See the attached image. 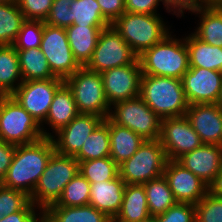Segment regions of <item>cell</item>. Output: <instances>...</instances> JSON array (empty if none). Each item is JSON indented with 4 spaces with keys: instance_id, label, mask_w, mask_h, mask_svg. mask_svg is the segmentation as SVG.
<instances>
[{
    "instance_id": "836d02e7",
    "label": "cell",
    "mask_w": 222,
    "mask_h": 222,
    "mask_svg": "<svg viewBox=\"0 0 222 222\" xmlns=\"http://www.w3.org/2000/svg\"><path fill=\"white\" fill-rule=\"evenodd\" d=\"M79 173L89 183L114 180L119 176V165L110 157L79 162Z\"/></svg>"
},
{
    "instance_id": "f35d334b",
    "label": "cell",
    "mask_w": 222,
    "mask_h": 222,
    "mask_svg": "<svg viewBox=\"0 0 222 222\" xmlns=\"http://www.w3.org/2000/svg\"><path fill=\"white\" fill-rule=\"evenodd\" d=\"M73 0H53L51 11L44 23L54 27L67 28L71 26V10Z\"/></svg>"
},
{
    "instance_id": "e575fe53",
    "label": "cell",
    "mask_w": 222,
    "mask_h": 222,
    "mask_svg": "<svg viewBox=\"0 0 222 222\" xmlns=\"http://www.w3.org/2000/svg\"><path fill=\"white\" fill-rule=\"evenodd\" d=\"M90 183L78 173L64 188L58 201L49 206H84L89 205Z\"/></svg>"
},
{
    "instance_id": "c3c4849f",
    "label": "cell",
    "mask_w": 222,
    "mask_h": 222,
    "mask_svg": "<svg viewBox=\"0 0 222 222\" xmlns=\"http://www.w3.org/2000/svg\"><path fill=\"white\" fill-rule=\"evenodd\" d=\"M35 222H51L48 217L42 213Z\"/></svg>"
},
{
    "instance_id": "8992f818",
    "label": "cell",
    "mask_w": 222,
    "mask_h": 222,
    "mask_svg": "<svg viewBox=\"0 0 222 222\" xmlns=\"http://www.w3.org/2000/svg\"><path fill=\"white\" fill-rule=\"evenodd\" d=\"M41 125L11 96H0V140L14 145L43 138Z\"/></svg>"
},
{
    "instance_id": "5bb4252c",
    "label": "cell",
    "mask_w": 222,
    "mask_h": 222,
    "mask_svg": "<svg viewBox=\"0 0 222 222\" xmlns=\"http://www.w3.org/2000/svg\"><path fill=\"white\" fill-rule=\"evenodd\" d=\"M159 141L168 160H177L203 144L185 116L162 119Z\"/></svg>"
},
{
    "instance_id": "4fadbf2b",
    "label": "cell",
    "mask_w": 222,
    "mask_h": 222,
    "mask_svg": "<svg viewBox=\"0 0 222 222\" xmlns=\"http://www.w3.org/2000/svg\"><path fill=\"white\" fill-rule=\"evenodd\" d=\"M100 74L110 106L140 96L142 71L138 58L130 65L111 68Z\"/></svg>"
},
{
    "instance_id": "d4e9b609",
    "label": "cell",
    "mask_w": 222,
    "mask_h": 222,
    "mask_svg": "<svg viewBox=\"0 0 222 222\" xmlns=\"http://www.w3.org/2000/svg\"><path fill=\"white\" fill-rule=\"evenodd\" d=\"M110 157L118 164L131 158L144 143L140 135L109 118Z\"/></svg>"
},
{
    "instance_id": "30bf717a",
    "label": "cell",
    "mask_w": 222,
    "mask_h": 222,
    "mask_svg": "<svg viewBox=\"0 0 222 222\" xmlns=\"http://www.w3.org/2000/svg\"><path fill=\"white\" fill-rule=\"evenodd\" d=\"M138 56L131 50L115 28H104L98 38L91 60L86 67L101 73L105 70L132 64Z\"/></svg>"
},
{
    "instance_id": "681fc988",
    "label": "cell",
    "mask_w": 222,
    "mask_h": 222,
    "mask_svg": "<svg viewBox=\"0 0 222 222\" xmlns=\"http://www.w3.org/2000/svg\"><path fill=\"white\" fill-rule=\"evenodd\" d=\"M140 222H158L157 217L156 216H150L145 220H142Z\"/></svg>"
},
{
    "instance_id": "ab89813d",
    "label": "cell",
    "mask_w": 222,
    "mask_h": 222,
    "mask_svg": "<svg viewBox=\"0 0 222 222\" xmlns=\"http://www.w3.org/2000/svg\"><path fill=\"white\" fill-rule=\"evenodd\" d=\"M25 20L44 21L51 11L53 0H18Z\"/></svg>"
},
{
    "instance_id": "d6a6232c",
    "label": "cell",
    "mask_w": 222,
    "mask_h": 222,
    "mask_svg": "<svg viewBox=\"0 0 222 222\" xmlns=\"http://www.w3.org/2000/svg\"><path fill=\"white\" fill-rule=\"evenodd\" d=\"M71 25L110 26L111 23L102 15L96 0H73L70 6Z\"/></svg>"
},
{
    "instance_id": "d590c367",
    "label": "cell",
    "mask_w": 222,
    "mask_h": 222,
    "mask_svg": "<svg viewBox=\"0 0 222 222\" xmlns=\"http://www.w3.org/2000/svg\"><path fill=\"white\" fill-rule=\"evenodd\" d=\"M195 222H222V194L212 189L195 204Z\"/></svg>"
},
{
    "instance_id": "f907efd6",
    "label": "cell",
    "mask_w": 222,
    "mask_h": 222,
    "mask_svg": "<svg viewBox=\"0 0 222 222\" xmlns=\"http://www.w3.org/2000/svg\"><path fill=\"white\" fill-rule=\"evenodd\" d=\"M202 3H222V0H201Z\"/></svg>"
},
{
    "instance_id": "f6af8a7d",
    "label": "cell",
    "mask_w": 222,
    "mask_h": 222,
    "mask_svg": "<svg viewBox=\"0 0 222 222\" xmlns=\"http://www.w3.org/2000/svg\"><path fill=\"white\" fill-rule=\"evenodd\" d=\"M102 15L112 24L117 18L122 16L125 11V0H96Z\"/></svg>"
},
{
    "instance_id": "7dc6e473",
    "label": "cell",
    "mask_w": 222,
    "mask_h": 222,
    "mask_svg": "<svg viewBox=\"0 0 222 222\" xmlns=\"http://www.w3.org/2000/svg\"><path fill=\"white\" fill-rule=\"evenodd\" d=\"M211 189L216 193L222 194V168L219 172V176L216 183L213 185Z\"/></svg>"
},
{
    "instance_id": "ffe728a7",
    "label": "cell",
    "mask_w": 222,
    "mask_h": 222,
    "mask_svg": "<svg viewBox=\"0 0 222 222\" xmlns=\"http://www.w3.org/2000/svg\"><path fill=\"white\" fill-rule=\"evenodd\" d=\"M79 114L71 89L64 82L55 92L46 120L41 124L43 136L51 138Z\"/></svg>"
},
{
    "instance_id": "b9f144b4",
    "label": "cell",
    "mask_w": 222,
    "mask_h": 222,
    "mask_svg": "<svg viewBox=\"0 0 222 222\" xmlns=\"http://www.w3.org/2000/svg\"><path fill=\"white\" fill-rule=\"evenodd\" d=\"M162 9L170 15L161 0H125V11L129 13L162 14Z\"/></svg>"
},
{
    "instance_id": "6da1fadb",
    "label": "cell",
    "mask_w": 222,
    "mask_h": 222,
    "mask_svg": "<svg viewBox=\"0 0 222 222\" xmlns=\"http://www.w3.org/2000/svg\"><path fill=\"white\" fill-rule=\"evenodd\" d=\"M54 152L53 141L47 137L33 143L16 145L12 164L1 184L30 196Z\"/></svg>"
},
{
    "instance_id": "2e32d148",
    "label": "cell",
    "mask_w": 222,
    "mask_h": 222,
    "mask_svg": "<svg viewBox=\"0 0 222 222\" xmlns=\"http://www.w3.org/2000/svg\"><path fill=\"white\" fill-rule=\"evenodd\" d=\"M104 120L95 114L79 113L68 125L51 137L55 152L74 157L81 150L89 135Z\"/></svg>"
},
{
    "instance_id": "277c9868",
    "label": "cell",
    "mask_w": 222,
    "mask_h": 222,
    "mask_svg": "<svg viewBox=\"0 0 222 222\" xmlns=\"http://www.w3.org/2000/svg\"><path fill=\"white\" fill-rule=\"evenodd\" d=\"M140 97L161 119L185 116L189 106L182 81L173 77L142 74Z\"/></svg>"
},
{
    "instance_id": "e0dca14e",
    "label": "cell",
    "mask_w": 222,
    "mask_h": 222,
    "mask_svg": "<svg viewBox=\"0 0 222 222\" xmlns=\"http://www.w3.org/2000/svg\"><path fill=\"white\" fill-rule=\"evenodd\" d=\"M163 176L176 199L180 203H199L211 189L191 171L176 160H168Z\"/></svg>"
},
{
    "instance_id": "7c38bea8",
    "label": "cell",
    "mask_w": 222,
    "mask_h": 222,
    "mask_svg": "<svg viewBox=\"0 0 222 222\" xmlns=\"http://www.w3.org/2000/svg\"><path fill=\"white\" fill-rule=\"evenodd\" d=\"M63 83L59 77L23 81L11 96L41 125L46 120L56 90Z\"/></svg>"
},
{
    "instance_id": "7402d4cb",
    "label": "cell",
    "mask_w": 222,
    "mask_h": 222,
    "mask_svg": "<svg viewBox=\"0 0 222 222\" xmlns=\"http://www.w3.org/2000/svg\"><path fill=\"white\" fill-rule=\"evenodd\" d=\"M90 184L89 205L113 220L121 208L126 183L118 176L114 180Z\"/></svg>"
},
{
    "instance_id": "52a82bcc",
    "label": "cell",
    "mask_w": 222,
    "mask_h": 222,
    "mask_svg": "<svg viewBox=\"0 0 222 222\" xmlns=\"http://www.w3.org/2000/svg\"><path fill=\"white\" fill-rule=\"evenodd\" d=\"M73 93L79 113L109 117L111 106L105 96L102 76L96 71L81 66L64 80Z\"/></svg>"
},
{
    "instance_id": "3957f363",
    "label": "cell",
    "mask_w": 222,
    "mask_h": 222,
    "mask_svg": "<svg viewBox=\"0 0 222 222\" xmlns=\"http://www.w3.org/2000/svg\"><path fill=\"white\" fill-rule=\"evenodd\" d=\"M111 25L137 56L160 42L173 30L172 23L161 14L125 12Z\"/></svg>"
},
{
    "instance_id": "1f68e13d",
    "label": "cell",
    "mask_w": 222,
    "mask_h": 222,
    "mask_svg": "<svg viewBox=\"0 0 222 222\" xmlns=\"http://www.w3.org/2000/svg\"><path fill=\"white\" fill-rule=\"evenodd\" d=\"M25 21L17 3L0 2V45H13Z\"/></svg>"
},
{
    "instance_id": "f546056e",
    "label": "cell",
    "mask_w": 222,
    "mask_h": 222,
    "mask_svg": "<svg viewBox=\"0 0 222 222\" xmlns=\"http://www.w3.org/2000/svg\"><path fill=\"white\" fill-rule=\"evenodd\" d=\"M110 156L109 117L89 135L81 150L74 156L78 162Z\"/></svg>"
},
{
    "instance_id": "d6986e66",
    "label": "cell",
    "mask_w": 222,
    "mask_h": 222,
    "mask_svg": "<svg viewBox=\"0 0 222 222\" xmlns=\"http://www.w3.org/2000/svg\"><path fill=\"white\" fill-rule=\"evenodd\" d=\"M185 117L203 144L222 145V108L216 103L192 104Z\"/></svg>"
},
{
    "instance_id": "74e56055",
    "label": "cell",
    "mask_w": 222,
    "mask_h": 222,
    "mask_svg": "<svg viewBox=\"0 0 222 222\" xmlns=\"http://www.w3.org/2000/svg\"><path fill=\"white\" fill-rule=\"evenodd\" d=\"M44 21L26 20L13 43L15 49L40 48Z\"/></svg>"
},
{
    "instance_id": "f1b7e54d",
    "label": "cell",
    "mask_w": 222,
    "mask_h": 222,
    "mask_svg": "<svg viewBox=\"0 0 222 222\" xmlns=\"http://www.w3.org/2000/svg\"><path fill=\"white\" fill-rule=\"evenodd\" d=\"M43 213L51 222H112L110 218L92 205L48 206Z\"/></svg>"
},
{
    "instance_id": "9c48e42d",
    "label": "cell",
    "mask_w": 222,
    "mask_h": 222,
    "mask_svg": "<svg viewBox=\"0 0 222 222\" xmlns=\"http://www.w3.org/2000/svg\"><path fill=\"white\" fill-rule=\"evenodd\" d=\"M109 118L115 124L134 131L144 140H157L160 137L162 119L140 96L114 103Z\"/></svg>"
},
{
    "instance_id": "ba28073f",
    "label": "cell",
    "mask_w": 222,
    "mask_h": 222,
    "mask_svg": "<svg viewBox=\"0 0 222 222\" xmlns=\"http://www.w3.org/2000/svg\"><path fill=\"white\" fill-rule=\"evenodd\" d=\"M167 162L159 139L146 140L131 158L119 165V176L126 184L143 185L162 176Z\"/></svg>"
},
{
    "instance_id": "83f0119b",
    "label": "cell",
    "mask_w": 222,
    "mask_h": 222,
    "mask_svg": "<svg viewBox=\"0 0 222 222\" xmlns=\"http://www.w3.org/2000/svg\"><path fill=\"white\" fill-rule=\"evenodd\" d=\"M16 50L23 81L56 78L40 48Z\"/></svg>"
},
{
    "instance_id": "44dd1931",
    "label": "cell",
    "mask_w": 222,
    "mask_h": 222,
    "mask_svg": "<svg viewBox=\"0 0 222 222\" xmlns=\"http://www.w3.org/2000/svg\"><path fill=\"white\" fill-rule=\"evenodd\" d=\"M190 14L196 26L189 30L201 41L222 47V3H202Z\"/></svg>"
},
{
    "instance_id": "8fae6325",
    "label": "cell",
    "mask_w": 222,
    "mask_h": 222,
    "mask_svg": "<svg viewBox=\"0 0 222 222\" xmlns=\"http://www.w3.org/2000/svg\"><path fill=\"white\" fill-rule=\"evenodd\" d=\"M40 50L47 58L52 73L63 80L81 67L72 53L65 28L44 23Z\"/></svg>"
},
{
    "instance_id": "7bdbcfd3",
    "label": "cell",
    "mask_w": 222,
    "mask_h": 222,
    "mask_svg": "<svg viewBox=\"0 0 222 222\" xmlns=\"http://www.w3.org/2000/svg\"><path fill=\"white\" fill-rule=\"evenodd\" d=\"M161 2L164 4L165 9L173 17L176 16L177 19L189 17L187 15L202 4L201 0H161Z\"/></svg>"
},
{
    "instance_id": "5b68a950",
    "label": "cell",
    "mask_w": 222,
    "mask_h": 222,
    "mask_svg": "<svg viewBox=\"0 0 222 222\" xmlns=\"http://www.w3.org/2000/svg\"><path fill=\"white\" fill-rule=\"evenodd\" d=\"M79 173V162L73 156L54 152L30 195L31 202L44 211L61 197L65 186Z\"/></svg>"
},
{
    "instance_id": "816d5d0a",
    "label": "cell",
    "mask_w": 222,
    "mask_h": 222,
    "mask_svg": "<svg viewBox=\"0 0 222 222\" xmlns=\"http://www.w3.org/2000/svg\"><path fill=\"white\" fill-rule=\"evenodd\" d=\"M216 104L222 108V88H221L220 95Z\"/></svg>"
},
{
    "instance_id": "7a4b0ae2",
    "label": "cell",
    "mask_w": 222,
    "mask_h": 222,
    "mask_svg": "<svg viewBox=\"0 0 222 222\" xmlns=\"http://www.w3.org/2000/svg\"><path fill=\"white\" fill-rule=\"evenodd\" d=\"M174 32L175 29L138 56L142 74L173 77L181 80L189 70L188 50L184 34L180 35Z\"/></svg>"
},
{
    "instance_id": "603a6c76",
    "label": "cell",
    "mask_w": 222,
    "mask_h": 222,
    "mask_svg": "<svg viewBox=\"0 0 222 222\" xmlns=\"http://www.w3.org/2000/svg\"><path fill=\"white\" fill-rule=\"evenodd\" d=\"M107 27L79 26L73 24L65 28L72 53L81 66H86L91 60L99 35Z\"/></svg>"
},
{
    "instance_id": "ee69618b",
    "label": "cell",
    "mask_w": 222,
    "mask_h": 222,
    "mask_svg": "<svg viewBox=\"0 0 222 222\" xmlns=\"http://www.w3.org/2000/svg\"><path fill=\"white\" fill-rule=\"evenodd\" d=\"M43 211L30 202L23 210L0 219V222H35Z\"/></svg>"
},
{
    "instance_id": "ac0fdd59",
    "label": "cell",
    "mask_w": 222,
    "mask_h": 222,
    "mask_svg": "<svg viewBox=\"0 0 222 222\" xmlns=\"http://www.w3.org/2000/svg\"><path fill=\"white\" fill-rule=\"evenodd\" d=\"M176 161L212 188L222 168V145L202 144Z\"/></svg>"
},
{
    "instance_id": "f5cc1de1",
    "label": "cell",
    "mask_w": 222,
    "mask_h": 222,
    "mask_svg": "<svg viewBox=\"0 0 222 222\" xmlns=\"http://www.w3.org/2000/svg\"><path fill=\"white\" fill-rule=\"evenodd\" d=\"M2 3H17L18 0H0Z\"/></svg>"
},
{
    "instance_id": "bcb514c9",
    "label": "cell",
    "mask_w": 222,
    "mask_h": 222,
    "mask_svg": "<svg viewBox=\"0 0 222 222\" xmlns=\"http://www.w3.org/2000/svg\"><path fill=\"white\" fill-rule=\"evenodd\" d=\"M16 145L0 140V183L5 178L9 166L12 164Z\"/></svg>"
},
{
    "instance_id": "8d00e7d4",
    "label": "cell",
    "mask_w": 222,
    "mask_h": 222,
    "mask_svg": "<svg viewBox=\"0 0 222 222\" xmlns=\"http://www.w3.org/2000/svg\"><path fill=\"white\" fill-rule=\"evenodd\" d=\"M30 202V196L27 193L5 187L0 183V219L23 210Z\"/></svg>"
},
{
    "instance_id": "60d3db41",
    "label": "cell",
    "mask_w": 222,
    "mask_h": 222,
    "mask_svg": "<svg viewBox=\"0 0 222 222\" xmlns=\"http://www.w3.org/2000/svg\"><path fill=\"white\" fill-rule=\"evenodd\" d=\"M156 217L158 222H195V205L177 202Z\"/></svg>"
},
{
    "instance_id": "4dcf8cb0",
    "label": "cell",
    "mask_w": 222,
    "mask_h": 222,
    "mask_svg": "<svg viewBox=\"0 0 222 222\" xmlns=\"http://www.w3.org/2000/svg\"><path fill=\"white\" fill-rule=\"evenodd\" d=\"M147 197L148 210L151 216L164 213L177 203L167 180L162 175L143 184Z\"/></svg>"
},
{
    "instance_id": "484cf974",
    "label": "cell",
    "mask_w": 222,
    "mask_h": 222,
    "mask_svg": "<svg viewBox=\"0 0 222 222\" xmlns=\"http://www.w3.org/2000/svg\"><path fill=\"white\" fill-rule=\"evenodd\" d=\"M150 216L144 185L126 184L121 208L112 222H140Z\"/></svg>"
},
{
    "instance_id": "9a60e30c",
    "label": "cell",
    "mask_w": 222,
    "mask_h": 222,
    "mask_svg": "<svg viewBox=\"0 0 222 222\" xmlns=\"http://www.w3.org/2000/svg\"><path fill=\"white\" fill-rule=\"evenodd\" d=\"M181 81L189 105L218 101L222 88V72L189 67Z\"/></svg>"
},
{
    "instance_id": "4316f807",
    "label": "cell",
    "mask_w": 222,
    "mask_h": 222,
    "mask_svg": "<svg viewBox=\"0 0 222 222\" xmlns=\"http://www.w3.org/2000/svg\"><path fill=\"white\" fill-rule=\"evenodd\" d=\"M22 82L17 50L0 45V96L11 95Z\"/></svg>"
},
{
    "instance_id": "cb8c5ba5",
    "label": "cell",
    "mask_w": 222,
    "mask_h": 222,
    "mask_svg": "<svg viewBox=\"0 0 222 222\" xmlns=\"http://www.w3.org/2000/svg\"><path fill=\"white\" fill-rule=\"evenodd\" d=\"M188 50L189 67L222 72V47L201 41L190 30L184 33Z\"/></svg>"
}]
</instances>
